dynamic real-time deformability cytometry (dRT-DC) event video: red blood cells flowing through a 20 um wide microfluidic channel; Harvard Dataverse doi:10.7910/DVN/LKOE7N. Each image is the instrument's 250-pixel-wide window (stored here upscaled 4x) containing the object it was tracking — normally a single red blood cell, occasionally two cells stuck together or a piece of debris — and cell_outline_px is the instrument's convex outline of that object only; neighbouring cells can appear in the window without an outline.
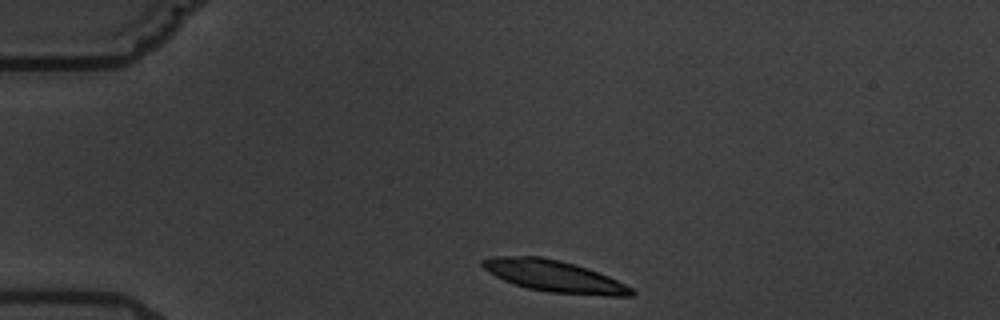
{"species": "common noctule bat (a hibernating species)", "species_latin": "Nyctalus noctula", "temperature_condition": "warm", "stored_images_in_passage": 2, "camera_frame_rate_fps": 3000, "um_per_image_px": 0.085, "animal": {"sex": "male", "body_mass_g": 19.5, "forearm_length_mm": 54.6}, "frame": {"image": 1, "passage_image": 1, "time_ms": 0.0, "image_size_px": [1000, 320], "cell_outline_px": [[636, 292], [632, 296], [604, 296], [548, 292], [528, 288], [504, 280], [488, 272], [480, 264], [480, 260], [496, 256], [540, 256], [560, 260], [588, 268], [608, 276], [632, 288]], "centroid_in_image_um": [47.11, 23.47], "position_along_channel_um": 37.9, "area_um2": 27.4}}